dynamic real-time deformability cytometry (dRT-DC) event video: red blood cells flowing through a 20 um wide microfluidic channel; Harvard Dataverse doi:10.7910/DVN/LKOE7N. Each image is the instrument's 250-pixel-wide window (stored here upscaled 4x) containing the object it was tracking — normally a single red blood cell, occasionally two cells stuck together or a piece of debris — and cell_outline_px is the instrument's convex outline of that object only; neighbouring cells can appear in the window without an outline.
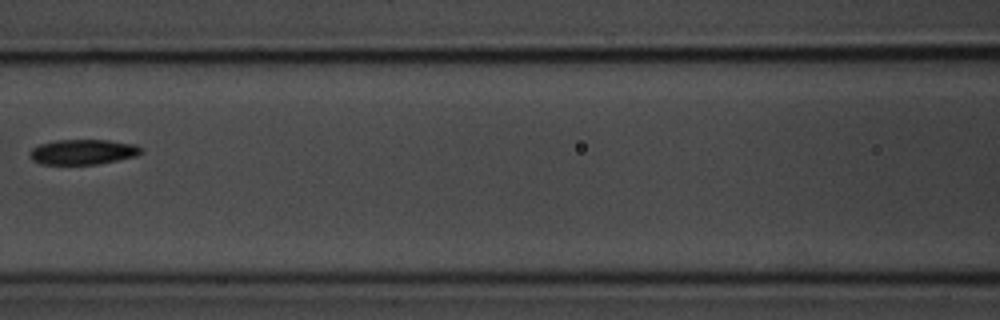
{"species": "common noctule bat (a hibernating species)", "species_latin": "Nyctalus noctula", "temperature_condition": "room temperature", "stored_images_in_passage": 10, "camera_frame_rate_fps": 3000, "um_per_image_px": 0.085, "animal": {"sex": "male", "body_mass_g": 20.1, "forearm_length_mm": 53.5}, "frame": {"image": 1, "passage_image": 6, "time_ms": 6.667, "image_size_px": [1000, 320], "cell_outline_px": [[140, 152], [136, 156], [96, 164], [40, 164], [32, 160], [28, 156], [32, 148], [40, 144], [56, 140], [108, 140], [136, 144], [140, 148]], "centroid_in_image_um": [7.0, 12.91], "position_along_channel_um": 159.6, "area_um2": 16.18}}
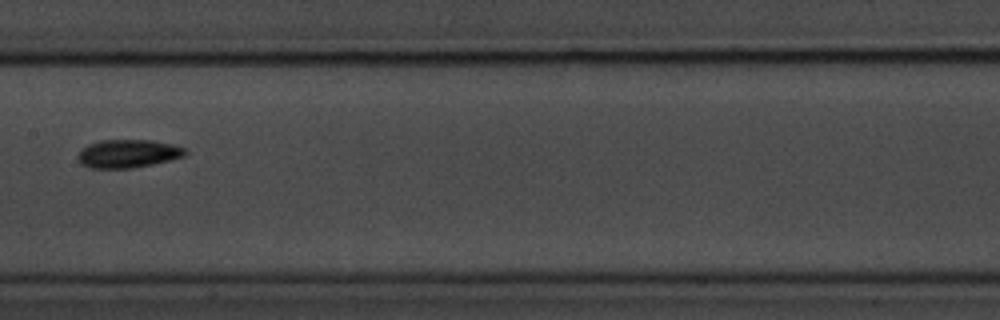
{"frame": {"image": 2, "passage_image": 7, "time_ms": 7.667, "image_size_px": [1000, 320], "cell_outline_px": [[188, 152], [184, 156], [172, 160], [132, 168], [88, 168], [80, 164], [76, 156], [80, 148], [88, 144], [100, 140], [152, 140], [172, 144], [184, 148]], "centroid_in_image_um": [10.83, 13.06], "position_along_channel_um": 196.6, "area_um2": 17.92}}